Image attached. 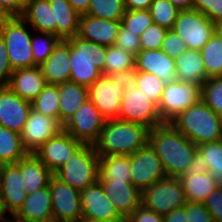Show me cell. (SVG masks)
Masks as SVG:
<instances>
[{
    "label": "cell",
    "mask_w": 222,
    "mask_h": 222,
    "mask_svg": "<svg viewBox=\"0 0 222 222\" xmlns=\"http://www.w3.org/2000/svg\"><path fill=\"white\" fill-rule=\"evenodd\" d=\"M105 122L106 119L88 99L63 126V130L84 144L94 145Z\"/></svg>",
    "instance_id": "11"
},
{
    "label": "cell",
    "mask_w": 222,
    "mask_h": 222,
    "mask_svg": "<svg viewBox=\"0 0 222 222\" xmlns=\"http://www.w3.org/2000/svg\"><path fill=\"white\" fill-rule=\"evenodd\" d=\"M15 165L20 169L23 188L27 194L47 187L53 176V173L34 154H28Z\"/></svg>",
    "instance_id": "27"
},
{
    "label": "cell",
    "mask_w": 222,
    "mask_h": 222,
    "mask_svg": "<svg viewBox=\"0 0 222 222\" xmlns=\"http://www.w3.org/2000/svg\"><path fill=\"white\" fill-rule=\"evenodd\" d=\"M124 90L123 85L102 75L88 87V96L106 120H113L118 118Z\"/></svg>",
    "instance_id": "15"
},
{
    "label": "cell",
    "mask_w": 222,
    "mask_h": 222,
    "mask_svg": "<svg viewBox=\"0 0 222 222\" xmlns=\"http://www.w3.org/2000/svg\"><path fill=\"white\" fill-rule=\"evenodd\" d=\"M148 143L162 161L168 177H180L186 173L197 151V145L171 123L151 128Z\"/></svg>",
    "instance_id": "1"
},
{
    "label": "cell",
    "mask_w": 222,
    "mask_h": 222,
    "mask_svg": "<svg viewBox=\"0 0 222 222\" xmlns=\"http://www.w3.org/2000/svg\"><path fill=\"white\" fill-rule=\"evenodd\" d=\"M152 23L149 10H126L121 19V25L139 37Z\"/></svg>",
    "instance_id": "43"
},
{
    "label": "cell",
    "mask_w": 222,
    "mask_h": 222,
    "mask_svg": "<svg viewBox=\"0 0 222 222\" xmlns=\"http://www.w3.org/2000/svg\"><path fill=\"white\" fill-rule=\"evenodd\" d=\"M9 222H19L17 220H14L12 217L10 218Z\"/></svg>",
    "instance_id": "62"
},
{
    "label": "cell",
    "mask_w": 222,
    "mask_h": 222,
    "mask_svg": "<svg viewBox=\"0 0 222 222\" xmlns=\"http://www.w3.org/2000/svg\"><path fill=\"white\" fill-rule=\"evenodd\" d=\"M120 27L121 21L82 14L77 36L108 47L114 45Z\"/></svg>",
    "instance_id": "21"
},
{
    "label": "cell",
    "mask_w": 222,
    "mask_h": 222,
    "mask_svg": "<svg viewBox=\"0 0 222 222\" xmlns=\"http://www.w3.org/2000/svg\"><path fill=\"white\" fill-rule=\"evenodd\" d=\"M56 23V36L66 40L78 34L80 14L68 0H49Z\"/></svg>",
    "instance_id": "30"
},
{
    "label": "cell",
    "mask_w": 222,
    "mask_h": 222,
    "mask_svg": "<svg viewBox=\"0 0 222 222\" xmlns=\"http://www.w3.org/2000/svg\"><path fill=\"white\" fill-rule=\"evenodd\" d=\"M63 126L55 119L30 110L27 121L20 133L28 154H33L48 139L55 137Z\"/></svg>",
    "instance_id": "16"
},
{
    "label": "cell",
    "mask_w": 222,
    "mask_h": 222,
    "mask_svg": "<svg viewBox=\"0 0 222 222\" xmlns=\"http://www.w3.org/2000/svg\"><path fill=\"white\" fill-rule=\"evenodd\" d=\"M197 150L205 158L209 173L216 182L222 184V140L197 145Z\"/></svg>",
    "instance_id": "38"
},
{
    "label": "cell",
    "mask_w": 222,
    "mask_h": 222,
    "mask_svg": "<svg viewBox=\"0 0 222 222\" xmlns=\"http://www.w3.org/2000/svg\"><path fill=\"white\" fill-rule=\"evenodd\" d=\"M137 74L138 71L136 68H132L131 70L111 74L109 77L111 78L112 82H117L119 85H123L125 90H128L132 87H136Z\"/></svg>",
    "instance_id": "53"
},
{
    "label": "cell",
    "mask_w": 222,
    "mask_h": 222,
    "mask_svg": "<svg viewBox=\"0 0 222 222\" xmlns=\"http://www.w3.org/2000/svg\"><path fill=\"white\" fill-rule=\"evenodd\" d=\"M173 30L187 48L200 51L215 33V24L200 11L188 9L179 12Z\"/></svg>",
    "instance_id": "10"
},
{
    "label": "cell",
    "mask_w": 222,
    "mask_h": 222,
    "mask_svg": "<svg viewBox=\"0 0 222 222\" xmlns=\"http://www.w3.org/2000/svg\"><path fill=\"white\" fill-rule=\"evenodd\" d=\"M20 169L15 164L2 165L0 171V196L6 213L13 217L27 196Z\"/></svg>",
    "instance_id": "19"
},
{
    "label": "cell",
    "mask_w": 222,
    "mask_h": 222,
    "mask_svg": "<svg viewBox=\"0 0 222 222\" xmlns=\"http://www.w3.org/2000/svg\"><path fill=\"white\" fill-rule=\"evenodd\" d=\"M166 28L152 23L140 36L141 50H159L167 33Z\"/></svg>",
    "instance_id": "44"
},
{
    "label": "cell",
    "mask_w": 222,
    "mask_h": 222,
    "mask_svg": "<svg viewBox=\"0 0 222 222\" xmlns=\"http://www.w3.org/2000/svg\"><path fill=\"white\" fill-rule=\"evenodd\" d=\"M21 17L35 32L56 35V23L49 0H27Z\"/></svg>",
    "instance_id": "29"
},
{
    "label": "cell",
    "mask_w": 222,
    "mask_h": 222,
    "mask_svg": "<svg viewBox=\"0 0 222 222\" xmlns=\"http://www.w3.org/2000/svg\"><path fill=\"white\" fill-rule=\"evenodd\" d=\"M214 222H222V186H217L203 202Z\"/></svg>",
    "instance_id": "49"
},
{
    "label": "cell",
    "mask_w": 222,
    "mask_h": 222,
    "mask_svg": "<svg viewBox=\"0 0 222 222\" xmlns=\"http://www.w3.org/2000/svg\"><path fill=\"white\" fill-rule=\"evenodd\" d=\"M118 119L141 124L149 129L164 124L158 105L138 87L124 90Z\"/></svg>",
    "instance_id": "9"
},
{
    "label": "cell",
    "mask_w": 222,
    "mask_h": 222,
    "mask_svg": "<svg viewBox=\"0 0 222 222\" xmlns=\"http://www.w3.org/2000/svg\"><path fill=\"white\" fill-rule=\"evenodd\" d=\"M136 56L114 45L107 47L104 73L109 76L114 73L135 68Z\"/></svg>",
    "instance_id": "36"
},
{
    "label": "cell",
    "mask_w": 222,
    "mask_h": 222,
    "mask_svg": "<svg viewBox=\"0 0 222 222\" xmlns=\"http://www.w3.org/2000/svg\"><path fill=\"white\" fill-rule=\"evenodd\" d=\"M71 6L80 14H86L90 5V0H68Z\"/></svg>",
    "instance_id": "57"
},
{
    "label": "cell",
    "mask_w": 222,
    "mask_h": 222,
    "mask_svg": "<svg viewBox=\"0 0 222 222\" xmlns=\"http://www.w3.org/2000/svg\"><path fill=\"white\" fill-rule=\"evenodd\" d=\"M114 46L136 56L141 51L140 37L121 25Z\"/></svg>",
    "instance_id": "46"
},
{
    "label": "cell",
    "mask_w": 222,
    "mask_h": 222,
    "mask_svg": "<svg viewBox=\"0 0 222 222\" xmlns=\"http://www.w3.org/2000/svg\"><path fill=\"white\" fill-rule=\"evenodd\" d=\"M186 49V44L179 35L173 29L167 30L161 45V50L172 59H176Z\"/></svg>",
    "instance_id": "47"
},
{
    "label": "cell",
    "mask_w": 222,
    "mask_h": 222,
    "mask_svg": "<svg viewBox=\"0 0 222 222\" xmlns=\"http://www.w3.org/2000/svg\"><path fill=\"white\" fill-rule=\"evenodd\" d=\"M27 0H0L1 17H21Z\"/></svg>",
    "instance_id": "52"
},
{
    "label": "cell",
    "mask_w": 222,
    "mask_h": 222,
    "mask_svg": "<svg viewBox=\"0 0 222 222\" xmlns=\"http://www.w3.org/2000/svg\"><path fill=\"white\" fill-rule=\"evenodd\" d=\"M131 178L141 192L167 177L162 161L149 143L131 155Z\"/></svg>",
    "instance_id": "13"
},
{
    "label": "cell",
    "mask_w": 222,
    "mask_h": 222,
    "mask_svg": "<svg viewBox=\"0 0 222 222\" xmlns=\"http://www.w3.org/2000/svg\"><path fill=\"white\" fill-rule=\"evenodd\" d=\"M186 200L203 203L212 191L219 186L208 172L204 174H182L179 177Z\"/></svg>",
    "instance_id": "31"
},
{
    "label": "cell",
    "mask_w": 222,
    "mask_h": 222,
    "mask_svg": "<svg viewBox=\"0 0 222 222\" xmlns=\"http://www.w3.org/2000/svg\"><path fill=\"white\" fill-rule=\"evenodd\" d=\"M153 23L166 29H173L180 10L168 0H153L149 7Z\"/></svg>",
    "instance_id": "40"
},
{
    "label": "cell",
    "mask_w": 222,
    "mask_h": 222,
    "mask_svg": "<svg viewBox=\"0 0 222 222\" xmlns=\"http://www.w3.org/2000/svg\"><path fill=\"white\" fill-rule=\"evenodd\" d=\"M153 0H124L126 10H149Z\"/></svg>",
    "instance_id": "56"
},
{
    "label": "cell",
    "mask_w": 222,
    "mask_h": 222,
    "mask_svg": "<svg viewBox=\"0 0 222 222\" xmlns=\"http://www.w3.org/2000/svg\"><path fill=\"white\" fill-rule=\"evenodd\" d=\"M12 218L19 222H53L50 186L27 194L23 205Z\"/></svg>",
    "instance_id": "22"
},
{
    "label": "cell",
    "mask_w": 222,
    "mask_h": 222,
    "mask_svg": "<svg viewBox=\"0 0 222 222\" xmlns=\"http://www.w3.org/2000/svg\"><path fill=\"white\" fill-rule=\"evenodd\" d=\"M131 155L99 157V181L132 182Z\"/></svg>",
    "instance_id": "32"
},
{
    "label": "cell",
    "mask_w": 222,
    "mask_h": 222,
    "mask_svg": "<svg viewBox=\"0 0 222 222\" xmlns=\"http://www.w3.org/2000/svg\"><path fill=\"white\" fill-rule=\"evenodd\" d=\"M125 11L124 0H90L86 15L121 21Z\"/></svg>",
    "instance_id": "37"
},
{
    "label": "cell",
    "mask_w": 222,
    "mask_h": 222,
    "mask_svg": "<svg viewBox=\"0 0 222 222\" xmlns=\"http://www.w3.org/2000/svg\"><path fill=\"white\" fill-rule=\"evenodd\" d=\"M81 222H126V221H103V220H93V219H82Z\"/></svg>",
    "instance_id": "61"
},
{
    "label": "cell",
    "mask_w": 222,
    "mask_h": 222,
    "mask_svg": "<svg viewBox=\"0 0 222 222\" xmlns=\"http://www.w3.org/2000/svg\"><path fill=\"white\" fill-rule=\"evenodd\" d=\"M88 99V87L72 81L59 84V123L64 126Z\"/></svg>",
    "instance_id": "28"
},
{
    "label": "cell",
    "mask_w": 222,
    "mask_h": 222,
    "mask_svg": "<svg viewBox=\"0 0 222 222\" xmlns=\"http://www.w3.org/2000/svg\"><path fill=\"white\" fill-rule=\"evenodd\" d=\"M6 216H9V214L6 213L1 196H0V222H9L10 217H6Z\"/></svg>",
    "instance_id": "59"
},
{
    "label": "cell",
    "mask_w": 222,
    "mask_h": 222,
    "mask_svg": "<svg viewBox=\"0 0 222 222\" xmlns=\"http://www.w3.org/2000/svg\"><path fill=\"white\" fill-rule=\"evenodd\" d=\"M149 128L120 119L106 120L100 137L94 144L99 157L132 155L149 142Z\"/></svg>",
    "instance_id": "2"
},
{
    "label": "cell",
    "mask_w": 222,
    "mask_h": 222,
    "mask_svg": "<svg viewBox=\"0 0 222 222\" xmlns=\"http://www.w3.org/2000/svg\"><path fill=\"white\" fill-rule=\"evenodd\" d=\"M84 145L66 131L48 139L33 154L54 173Z\"/></svg>",
    "instance_id": "14"
},
{
    "label": "cell",
    "mask_w": 222,
    "mask_h": 222,
    "mask_svg": "<svg viewBox=\"0 0 222 222\" xmlns=\"http://www.w3.org/2000/svg\"><path fill=\"white\" fill-rule=\"evenodd\" d=\"M70 43L61 39L52 54L40 65L47 84L59 85L70 81Z\"/></svg>",
    "instance_id": "23"
},
{
    "label": "cell",
    "mask_w": 222,
    "mask_h": 222,
    "mask_svg": "<svg viewBox=\"0 0 222 222\" xmlns=\"http://www.w3.org/2000/svg\"><path fill=\"white\" fill-rule=\"evenodd\" d=\"M172 5L180 11L192 9V0H168Z\"/></svg>",
    "instance_id": "58"
},
{
    "label": "cell",
    "mask_w": 222,
    "mask_h": 222,
    "mask_svg": "<svg viewBox=\"0 0 222 222\" xmlns=\"http://www.w3.org/2000/svg\"><path fill=\"white\" fill-rule=\"evenodd\" d=\"M166 82L154 74L138 72L136 77V87L148 96V98L158 105Z\"/></svg>",
    "instance_id": "42"
},
{
    "label": "cell",
    "mask_w": 222,
    "mask_h": 222,
    "mask_svg": "<svg viewBox=\"0 0 222 222\" xmlns=\"http://www.w3.org/2000/svg\"><path fill=\"white\" fill-rule=\"evenodd\" d=\"M31 108L59 122V85L46 84L42 92L31 102Z\"/></svg>",
    "instance_id": "35"
},
{
    "label": "cell",
    "mask_w": 222,
    "mask_h": 222,
    "mask_svg": "<svg viewBox=\"0 0 222 222\" xmlns=\"http://www.w3.org/2000/svg\"><path fill=\"white\" fill-rule=\"evenodd\" d=\"M12 73L13 69L9 62L5 40L0 34V86L9 84Z\"/></svg>",
    "instance_id": "50"
},
{
    "label": "cell",
    "mask_w": 222,
    "mask_h": 222,
    "mask_svg": "<svg viewBox=\"0 0 222 222\" xmlns=\"http://www.w3.org/2000/svg\"><path fill=\"white\" fill-rule=\"evenodd\" d=\"M177 80L180 82L194 83L202 86L208 79L203 63L202 54L199 50L187 48L176 59Z\"/></svg>",
    "instance_id": "26"
},
{
    "label": "cell",
    "mask_w": 222,
    "mask_h": 222,
    "mask_svg": "<svg viewBox=\"0 0 222 222\" xmlns=\"http://www.w3.org/2000/svg\"><path fill=\"white\" fill-rule=\"evenodd\" d=\"M60 40L58 36L51 33L33 32L31 47L34 62L40 66L52 54L55 46Z\"/></svg>",
    "instance_id": "39"
},
{
    "label": "cell",
    "mask_w": 222,
    "mask_h": 222,
    "mask_svg": "<svg viewBox=\"0 0 222 222\" xmlns=\"http://www.w3.org/2000/svg\"><path fill=\"white\" fill-rule=\"evenodd\" d=\"M192 9L203 13L214 24L222 20V0H192Z\"/></svg>",
    "instance_id": "45"
},
{
    "label": "cell",
    "mask_w": 222,
    "mask_h": 222,
    "mask_svg": "<svg viewBox=\"0 0 222 222\" xmlns=\"http://www.w3.org/2000/svg\"><path fill=\"white\" fill-rule=\"evenodd\" d=\"M33 31L22 17L0 18V34L5 40L13 70L38 66L34 62L31 47Z\"/></svg>",
    "instance_id": "5"
},
{
    "label": "cell",
    "mask_w": 222,
    "mask_h": 222,
    "mask_svg": "<svg viewBox=\"0 0 222 222\" xmlns=\"http://www.w3.org/2000/svg\"><path fill=\"white\" fill-rule=\"evenodd\" d=\"M215 32L222 38V20L215 23Z\"/></svg>",
    "instance_id": "60"
},
{
    "label": "cell",
    "mask_w": 222,
    "mask_h": 222,
    "mask_svg": "<svg viewBox=\"0 0 222 222\" xmlns=\"http://www.w3.org/2000/svg\"><path fill=\"white\" fill-rule=\"evenodd\" d=\"M46 84L40 66H34L13 70L7 86L21 98L32 102Z\"/></svg>",
    "instance_id": "25"
},
{
    "label": "cell",
    "mask_w": 222,
    "mask_h": 222,
    "mask_svg": "<svg viewBox=\"0 0 222 222\" xmlns=\"http://www.w3.org/2000/svg\"><path fill=\"white\" fill-rule=\"evenodd\" d=\"M163 222H187L186 204L184 207L177 208L169 214L163 215Z\"/></svg>",
    "instance_id": "55"
},
{
    "label": "cell",
    "mask_w": 222,
    "mask_h": 222,
    "mask_svg": "<svg viewBox=\"0 0 222 222\" xmlns=\"http://www.w3.org/2000/svg\"><path fill=\"white\" fill-rule=\"evenodd\" d=\"M66 40L70 43V81L90 87L104 73L107 46L77 35Z\"/></svg>",
    "instance_id": "4"
},
{
    "label": "cell",
    "mask_w": 222,
    "mask_h": 222,
    "mask_svg": "<svg viewBox=\"0 0 222 222\" xmlns=\"http://www.w3.org/2000/svg\"><path fill=\"white\" fill-rule=\"evenodd\" d=\"M126 222H163V216L141 204L126 219Z\"/></svg>",
    "instance_id": "51"
},
{
    "label": "cell",
    "mask_w": 222,
    "mask_h": 222,
    "mask_svg": "<svg viewBox=\"0 0 222 222\" xmlns=\"http://www.w3.org/2000/svg\"><path fill=\"white\" fill-rule=\"evenodd\" d=\"M201 100L222 117V77L209 78L202 84Z\"/></svg>",
    "instance_id": "41"
},
{
    "label": "cell",
    "mask_w": 222,
    "mask_h": 222,
    "mask_svg": "<svg viewBox=\"0 0 222 222\" xmlns=\"http://www.w3.org/2000/svg\"><path fill=\"white\" fill-rule=\"evenodd\" d=\"M50 194L53 222H81L82 207L80 191L51 177Z\"/></svg>",
    "instance_id": "12"
},
{
    "label": "cell",
    "mask_w": 222,
    "mask_h": 222,
    "mask_svg": "<svg viewBox=\"0 0 222 222\" xmlns=\"http://www.w3.org/2000/svg\"><path fill=\"white\" fill-rule=\"evenodd\" d=\"M200 52L207 78L222 77V38L215 32Z\"/></svg>",
    "instance_id": "34"
},
{
    "label": "cell",
    "mask_w": 222,
    "mask_h": 222,
    "mask_svg": "<svg viewBox=\"0 0 222 222\" xmlns=\"http://www.w3.org/2000/svg\"><path fill=\"white\" fill-rule=\"evenodd\" d=\"M104 193L114 205L118 214L127 219L142 204V192L132 182L100 181Z\"/></svg>",
    "instance_id": "20"
},
{
    "label": "cell",
    "mask_w": 222,
    "mask_h": 222,
    "mask_svg": "<svg viewBox=\"0 0 222 222\" xmlns=\"http://www.w3.org/2000/svg\"><path fill=\"white\" fill-rule=\"evenodd\" d=\"M208 172L209 168L206 160L197 150L185 174H204Z\"/></svg>",
    "instance_id": "54"
},
{
    "label": "cell",
    "mask_w": 222,
    "mask_h": 222,
    "mask_svg": "<svg viewBox=\"0 0 222 222\" xmlns=\"http://www.w3.org/2000/svg\"><path fill=\"white\" fill-rule=\"evenodd\" d=\"M53 176L82 191L99 179V156L94 145L84 144Z\"/></svg>",
    "instance_id": "6"
},
{
    "label": "cell",
    "mask_w": 222,
    "mask_h": 222,
    "mask_svg": "<svg viewBox=\"0 0 222 222\" xmlns=\"http://www.w3.org/2000/svg\"><path fill=\"white\" fill-rule=\"evenodd\" d=\"M82 219L126 221L106 196L99 180L80 191Z\"/></svg>",
    "instance_id": "17"
},
{
    "label": "cell",
    "mask_w": 222,
    "mask_h": 222,
    "mask_svg": "<svg viewBox=\"0 0 222 222\" xmlns=\"http://www.w3.org/2000/svg\"><path fill=\"white\" fill-rule=\"evenodd\" d=\"M186 215L187 222H214L211 213L203 203L187 201Z\"/></svg>",
    "instance_id": "48"
},
{
    "label": "cell",
    "mask_w": 222,
    "mask_h": 222,
    "mask_svg": "<svg viewBox=\"0 0 222 222\" xmlns=\"http://www.w3.org/2000/svg\"><path fill=\"white\" fill-rule=\"evenodd\" d=\"M31 109V102L21 98L8 86H0L1 126L21 133Z\"/></svg>",
    "instance_id": "18"
},
{
    "label": "cell",
    "mask_w": 222,
    "mask_h": 222,
    "mask_svg": "<svg viewBox=\"0 0 222 222\" xmlns=\"http://www.w3.org/2000/svg\"><path fill=\"white\" fill-rule=\"evenodd\" d=\"M27 155L20 133L0 125V163L16 164Z\"/></svg>",
    "instance_id": "33"
},
{
    "label": "cell",
    "mask_w": 222,
    "mask_h": 222,
    "mask_svg": "<svg viewBox=\"0 0 222 222\" xmlns=\"http://www.w3.org/2000/svg\"><path fill=\"white\" fill-rule=\"evenodd\" d=\"M135 68L138 72L154 74L165 82L176 80L174 59L159 50H141L136 55Z\"/></svg>",
    "instance_id": "24"
},
{
    "label": "cell",
    "mask_w": 222,
    "mask_h": 222,
    "mask_svg": "<svg viewBox=\"0 0 222 222\" xmlns=\"http://www.w3.org/2000/svg\"><path fill=\"white\" fill-rule=\"evenodd\" d=\"M201 100V86L194 83L173 80L166 82L158 103L159 113L164 123H170L181 112Z\"/></svg>",
    "instance_id": "8"
},
{
    "label": "cell",
    "mask_w": 222,
    "mask_h": 222,
    "mask_svg": "<svg viewBox=\"0 0 222 222\" xmlns=\"http://www.w3.org/2000/svg\"><path fill=\"white\" fill-rule=\"evenodd\" d=\"M195 145L222 140V117L200 100L170 122Z\"/></svg>",
    "instance_id": "3"
},
{
    "label": "cell",
    "mask_w": 222,
    "mask_h": 222,
    "mask_svg": "<svg viewBox=\"0 0 222 222\" xmlns=\"http://www.w3.org/2000/svg\"><path fill=\"white\" fill-rule=\"evenodd\" d=\"M187 203L179 177H165L142 192V204L152 211L166 215Z\"/></svg>",
    "instance_id": "7"
}]
</instances>
